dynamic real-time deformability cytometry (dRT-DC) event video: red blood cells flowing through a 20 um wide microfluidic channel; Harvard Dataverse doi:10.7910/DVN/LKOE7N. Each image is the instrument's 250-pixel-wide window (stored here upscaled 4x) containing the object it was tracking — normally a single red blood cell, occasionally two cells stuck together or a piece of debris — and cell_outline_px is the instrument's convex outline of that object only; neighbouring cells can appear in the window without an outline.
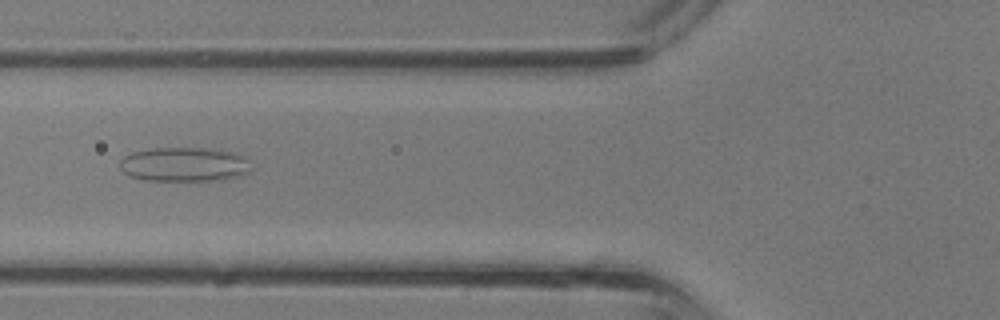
{"species": "common noctule bat (a hibernating species)", "species_latin": "Nyctalus noctula", "temperature_condition": "room temperature", "stored_images_in_passage": 26, "camera_frame_rate_fps": 3000, "um_per_image_px": 0.085, "animal": {"sex": "male", "body_mass_g": 13.3}, "frame": {"image": 1, "passage_image": 5, "time_ms": 1.333, "image_size_px": [1000, 320], "cell_outline_px": [[252, 172], [240, 176], [224, 180], [148, 180], [132, 176], [124, 172], [120, 168], [120, 160], [124, 156], [132, 152], [156, 148], [212, 148], [232, 152], [248, 156], [252, 168]], "centroid_in_image_um": [15.77, 13.97], "position_along_channel_um": 110.0, "area_um2": 26.53}}
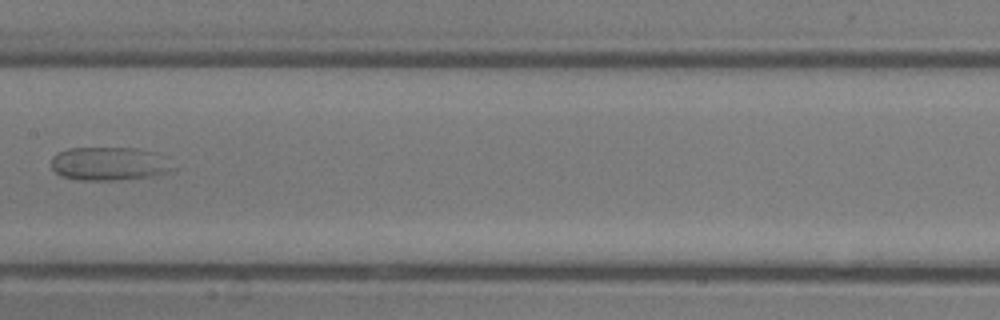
{"frame": {"image": 2, "passage_image": 10, "time_ms": 3.0, "image_size_px": [1000, 320], "cell_outline_px": [[176, 168], [164, 172], [144, 176], [120, 180], [80, 180], [60, 176], [52, 168], [52, 156], [68, 148], [136, 148], [148, 152]], "centroid_in_image_um": [9.11, 13.92], "position_along_channel_um": 198.3, "area_um2": 22.77}}
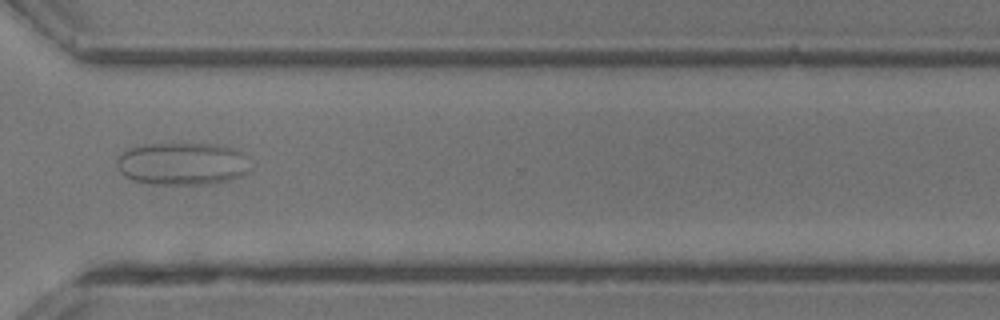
{"frame": {"image": 3, "passage_image": 19, "time_ms": 6.0, "image_size_px": [1000, 320], "cell_outline_px": [[252, 168], [244, 176], [228, 180], [208, 184], [152, 184], [136, 180], [124, 176], [116, 164], [116, 160], [128, 148], [144, 144], [216, 144], [236, 148], [244, 152]], "centroid_in_image_um": [15.57, 13.91], "position_along_channel_um": 355.0, "area_um2": 33.41}}